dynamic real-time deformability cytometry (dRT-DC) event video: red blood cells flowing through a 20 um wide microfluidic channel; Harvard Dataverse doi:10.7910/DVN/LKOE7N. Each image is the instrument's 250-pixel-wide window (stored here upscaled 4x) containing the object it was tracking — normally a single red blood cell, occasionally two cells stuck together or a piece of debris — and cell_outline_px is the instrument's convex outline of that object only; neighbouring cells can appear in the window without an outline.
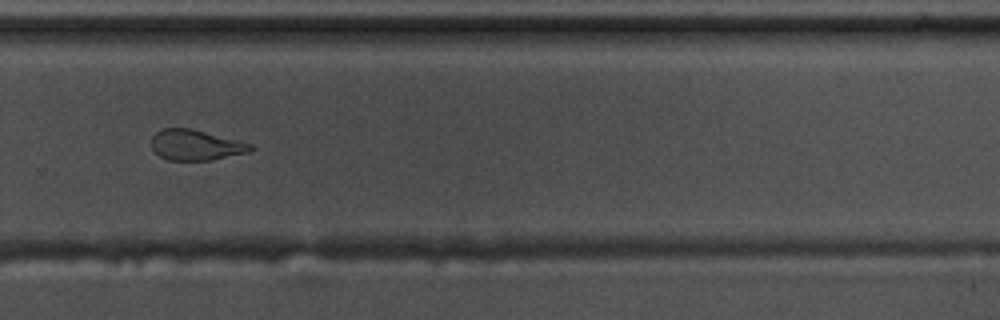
{"species": "common noctule bat (a hibernating species)", "species_latin": "Nyctalus noctula", "temperature_condition": "warm", "stored_images_in_passage": 51, "camera_frame_rate_fps": 3000, "um_per_image_px": 0.085, "animal": {"sex": "male", "body_mass_g": 17.5, "forearm_length_mm": 52.3}, "frame": {"image": 1, "passage_image": 37, "time_ms": 12.0, "image_size_px": [1000, 320], "cell_outline_px": [[256, 148], [248, 152], [212, 160], [168, 160], [160, 156], [152, 148], [152, 136], [156, 132], [164, 128], [192, 128], [240, 140], [252, 144]], "centroid_in_image_um": [16.67, 12.32], "position_along_channel_um": 313.1, "area_um2": 17.74}}